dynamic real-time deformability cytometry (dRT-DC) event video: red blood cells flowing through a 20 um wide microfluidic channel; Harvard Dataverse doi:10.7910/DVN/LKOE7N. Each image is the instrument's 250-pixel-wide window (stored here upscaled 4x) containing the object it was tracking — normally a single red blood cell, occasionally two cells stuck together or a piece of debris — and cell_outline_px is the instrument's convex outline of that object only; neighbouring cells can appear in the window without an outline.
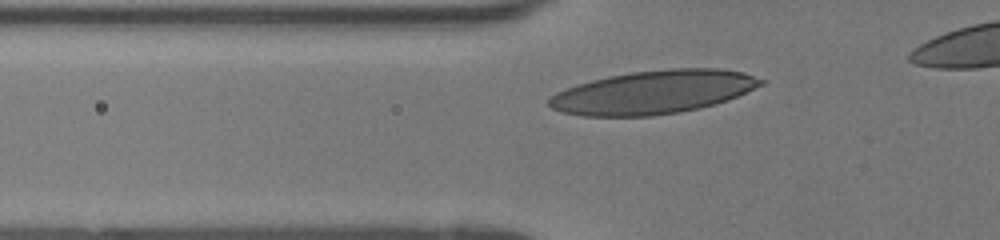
{"species": "human", "species_latin": "Homo sapiens", "temperature_condition": "room temperature", "stored_images_in_passage": 33, "camera_frame_rate_fps": 3000, "um_per_image_px": 0.085, "donor": {"sex": "female"}, "frame": {"image": 1, "passage_image": 5, "time_ms": 1.333, "image_size_px": [1000, 240], "cell_outline_px": [[768, 80], [764, 84], [728, 100], [700, 108], [680, 112], [652, 116], [584, 116], [560, 112], [552, 108], [548, 104], [548, 100], [556, 92], [576, 84], [608, 76], [632, 72], [672, 68], [720, 68], [744, 72]], "centroid_in_image_um": [55.56, 7.83], "position_along_channel_um": 70.2, "area_um2": 53.75}}
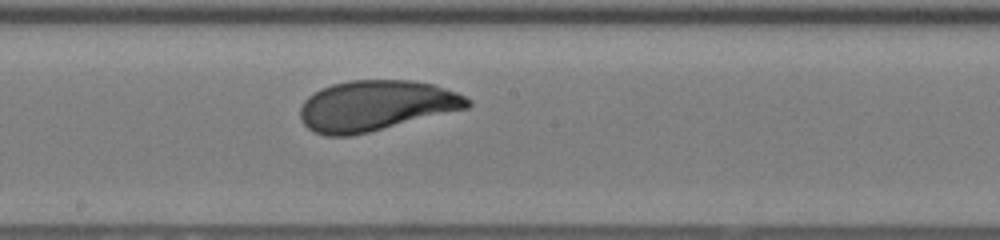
{"frame": {"image": 2, "passage_image": 16, "time_ms": 5.0, "image_size_px": [1000, 240], "cell_outline_px": [[472, 104], [468, 108], [352, 136], [328, 136], [316, 132], [308, 128], [304, 124], [300, 116], [300, 108], [304, 100], [308, 96], [320, 88], [332, 84], [348, 80], [412, 80], [432, 84], [456, 92], [472, 100]], "centroid_in_image_um": [31.94, 8.97], "position_along_channel_um": 216.3, "area_um2": 49.19}}
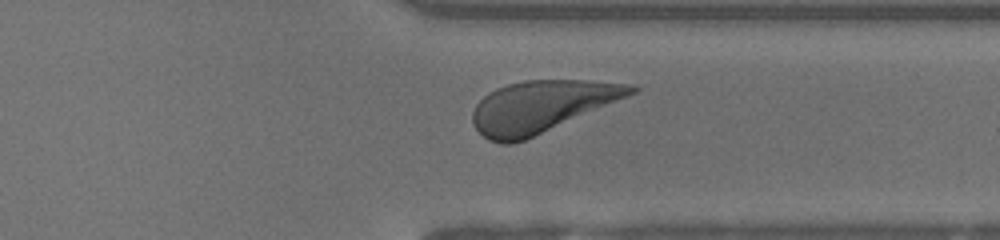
{"frame": {"image": 3, "passage_image": 27, "time_ms": 8.667, "image_size_px": [1000, 240], "cell_outline_px": [[640, 88], [636, 92], [524, 140], [512, 144], [500, 144], [488, 140], [476, 128], [472, 120], [472, 112], [476, 104], [484, 96], [496, 88], [508, 84], [524, 80], [584, 80], [624, 84]], "centroid_in_image_um": [45.94, 9.05], "position_along_channel_um": 365.5, "area_um2": 46.64}}